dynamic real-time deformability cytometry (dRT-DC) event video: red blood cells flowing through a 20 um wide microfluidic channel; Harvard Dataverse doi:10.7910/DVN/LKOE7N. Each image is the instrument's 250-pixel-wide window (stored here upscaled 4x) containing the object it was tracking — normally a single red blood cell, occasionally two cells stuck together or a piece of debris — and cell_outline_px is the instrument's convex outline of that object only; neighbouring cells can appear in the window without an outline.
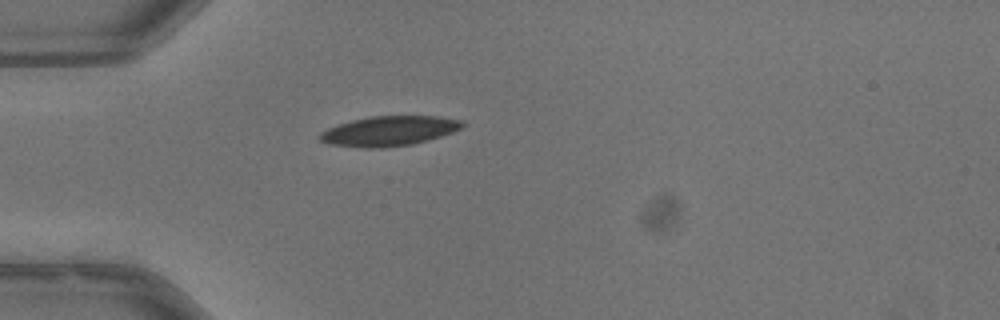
{"species": "common noctule bat (a hibernating species)", "species_latin": "Nyctalus noctula", "temperature_condition": "warm", "stored_images_in_passage": 33, "camera_frame_rate_fps": 3000, "um_per_image_px": 0.085, "animal": {"sex": "male", "body_mass_g": 13.3}, "frame": {"image": 1, "passage_image": 2, "time_ms": 0.333, "image_size_px": [1000, 320], "cell_outline_px": [[464, 124], [460, 128], [452, 132], [428, 140], [412, 144], [380, 148], [364, 148], [328, 144], [320, 140], [316, 136], [320, 132], [328, 128], [352, 120], [368, 116], [436, 116], [464, 120]], "centroid_in_image_um": [33.03, 11.13], "position_along_channel_um": 52.0, "area_um2": 24.8}}
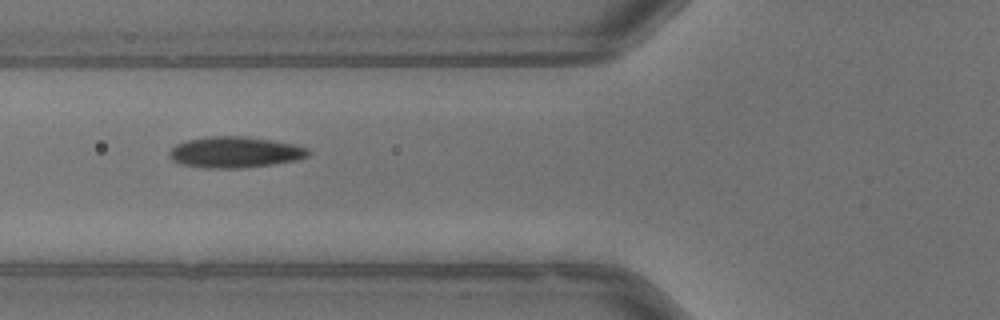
{"frame": {"image": 2, "passage_image": 7, "time_ms": 2.0, "image_size_px": [1000, 320], "cell_outline_px": [[312, 152], [308, 156], [296, 160], [272, 164], [240, 168], [204, 168], [180, 164], [172, 160], [168, 156], [168, 152], [176, 144], [188, 140], [208, 136], [244, 136], [292, 144], [308, 148]], "centroid_in_image_um": [19.94, 12.94], "position_along_channel_um": 105.9, "area_um2": 25.09}}
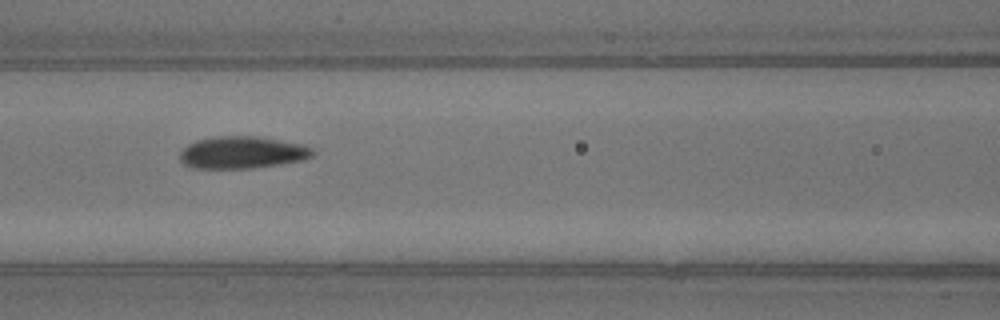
{"frame": {"image": 3, "passage_image": 10, "time_ms": 3.0, "image_size_px": [1000, 320], "cell_outline_px": [[316, 152], [312, 156], [300, 160], [252, 168], [192, 168], [184, 164], [180, 160], [180, 152], [188, 144], [196, 140], [216, 136], [256, 136], [304, 144], [312, 148]], "centroid_in_image_um": [20.57, 12.95], "position_along_channel_um": 146.0, "area_um2": 24.8}, "authors_computed_cell_mechanics": {"area_um2": 24.7962, "velocity_mm_per_s": 3.9805, "shape_relaxation_time_tau1_ms": 5.1165, "shape_relaxation_time_tau2_ms": 1.3147, "deformation_change_tau1": 0.1606, "deformation_change_tau2": 0.0721}}